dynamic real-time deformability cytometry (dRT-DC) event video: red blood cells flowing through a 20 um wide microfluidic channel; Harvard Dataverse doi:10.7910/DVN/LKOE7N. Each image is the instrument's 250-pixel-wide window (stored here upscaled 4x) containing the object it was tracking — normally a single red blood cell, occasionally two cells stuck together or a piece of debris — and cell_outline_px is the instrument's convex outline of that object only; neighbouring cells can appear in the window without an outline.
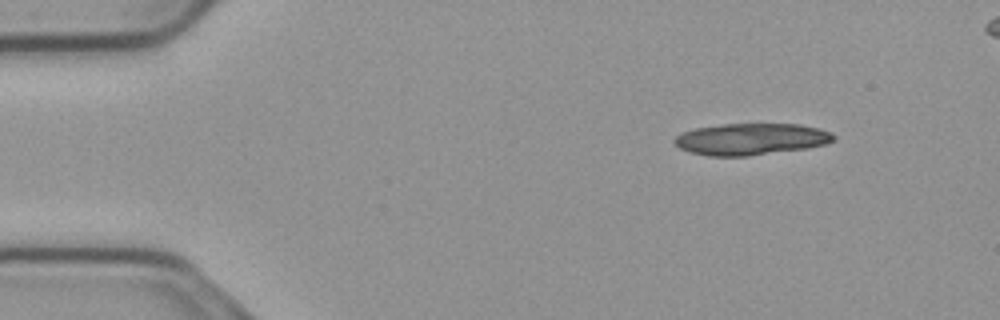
{"species": "common noctule bat (a hibernating species)", "species_latin": "Nyctalus noctula", "temperature_condition": "cold", "stored_images_in_passage": 48, "segment_of_instrument_passage": [1, 2], "camera_frame_rate_fps": 3000, "um_per_image_px": 0.085, "animal": {"sex": "male", "body_mass_g": 23.1, "forearm_length_mm": 52.7}, "frame": {"image": 1, "passage_image": 1, "time_ms": 0.0, "image_size_px": [1000, 320], "cell_outline_px": [[836, 136], [828, 144], [808, 148], [748, 156], [708, 156], [688, 152], [680, 148], [672, 140], [676, 136], [684, 132], [696, 128], [724, 124], [800, 124], [820, 128], [832, 132]], "centroid_in_image_um": [63.86, 11.83], "position_along_channel_um": 21.1, "area_um2": 29.48}}